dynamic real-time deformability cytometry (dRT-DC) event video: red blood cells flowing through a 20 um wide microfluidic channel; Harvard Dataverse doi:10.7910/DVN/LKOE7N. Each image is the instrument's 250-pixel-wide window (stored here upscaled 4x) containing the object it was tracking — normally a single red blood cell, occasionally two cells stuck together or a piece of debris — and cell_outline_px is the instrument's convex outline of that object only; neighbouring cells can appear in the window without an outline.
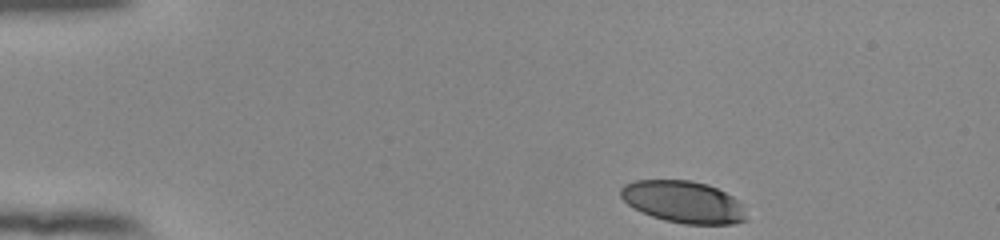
{"species": "human", "species_latin": "Homo sapiens", "temperature_condition": "room temperature", "stored_images_in_passage": 46, "camera_frame_rate_fps": 3000, "um_per_image_px": 0.085, "donor": {"sex": "female"}, "frame": {"image": 1, "passage_image": 1, "time_ms": 0.0, "image_size_px": [1000, 240], "cell_outline_px": [[748, 220], [732, 224], [684, 224], [664, 220], [652, 216], [628, 204], [620, 196], [620, 188], [624, 184], [636, 180], [688, 180], [708, 184], [732, 196], [740, 204]], "centroid_in_image_um": [58.07, 17.16], "position_along_channel_um": 26.9, "area_um2": 30.46}}
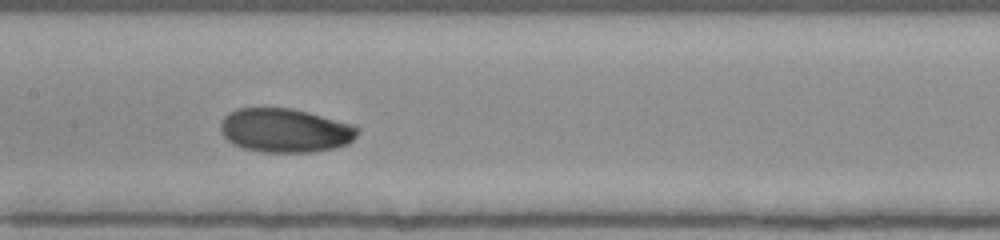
{"frame": {"image": 2, "passage_image": 20, "time_ms": 6.333, "image_size_px": [1000, 240], "cell_outline_px": [[360, 132], [348, 144], [316, 152], [264, 152], [244, 148], [232, 144], [220, 132], [220, 120], [228, 112], [236, 108], [292, 108], [356, 124], [360, 128]], "centroid_in_image_um": [24.25, 11.07], "position_along_channel_um": 183.2, "area_um2": 35.55}}
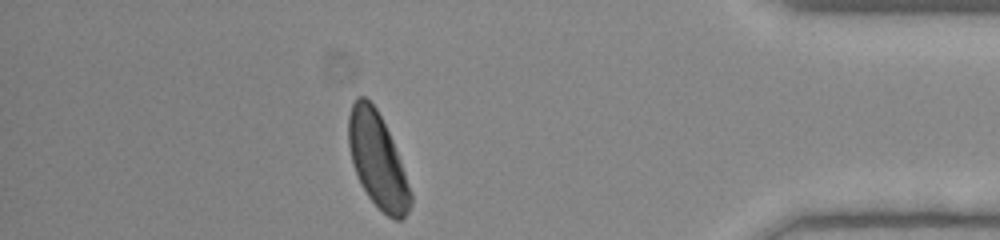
{"frame": {"image": 3, "passage_image": 40, "time_ms": 13.0, "image_size_px": [1000, 240], "cell_outline_px": [[412, 204], [408, 212], [400, 220], [396, 220], [388, 216], [368, 196], [360, 184], [352, 164], [348, 144], [348, 116], [352, 104], [356, 96], [364, 96], [376, 108], [392, 140], [412, 192]], "centroid_in_image_um": [32.07, 13.63], "position_along_channel_um": 403.1, "area_um2": 33.93}, "authors_computed_cell_mechanics": {"area_um2": 34.0153, "velocity_mm_per_s": 3.835, "shape_relaxation_time_tau1_ms": 2.2893, "shape_relaxation_time_tau2_ms": null, "deformation_change_tau1": 0.1166, "deformation_change_tau2": null}}